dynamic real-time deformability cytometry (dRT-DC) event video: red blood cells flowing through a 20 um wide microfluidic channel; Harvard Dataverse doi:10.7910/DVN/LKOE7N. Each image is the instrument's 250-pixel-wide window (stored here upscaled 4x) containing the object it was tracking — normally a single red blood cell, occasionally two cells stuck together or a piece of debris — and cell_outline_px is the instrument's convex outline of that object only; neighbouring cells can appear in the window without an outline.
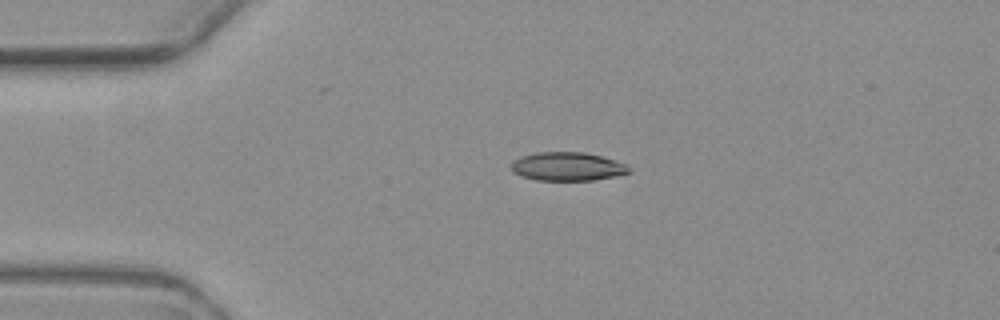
{"species": "common noctule bat (a hibernating species)", "species_latin": "Nyctalus noctula", "temperature_condition": "warm", "stored_images_in_passage": 3, "camera_frame_rate_fps": 3000, "um_per_image_px": 0.085, "animal": {"sex": "female", "body_mass_g": 19.3, "forearm_length_mm": 54.1}, "frame": {"image": 1, "passage_image": 2, "time_ms": 2.0, "image_size_px": [1000, 320], "cell_outline_px": [[632, 172], [616, 176], [592, 180], [536, 180], [520, 176], [512, 172], [512, 164], [520, 156], [536, 152], [584, 152], [600, 156], [628, 164], [632, 168]], "centroid_in_image_um": [48.27, 14.15], "position_along_channel_um": 36.7, "area_um2": 19.71}}